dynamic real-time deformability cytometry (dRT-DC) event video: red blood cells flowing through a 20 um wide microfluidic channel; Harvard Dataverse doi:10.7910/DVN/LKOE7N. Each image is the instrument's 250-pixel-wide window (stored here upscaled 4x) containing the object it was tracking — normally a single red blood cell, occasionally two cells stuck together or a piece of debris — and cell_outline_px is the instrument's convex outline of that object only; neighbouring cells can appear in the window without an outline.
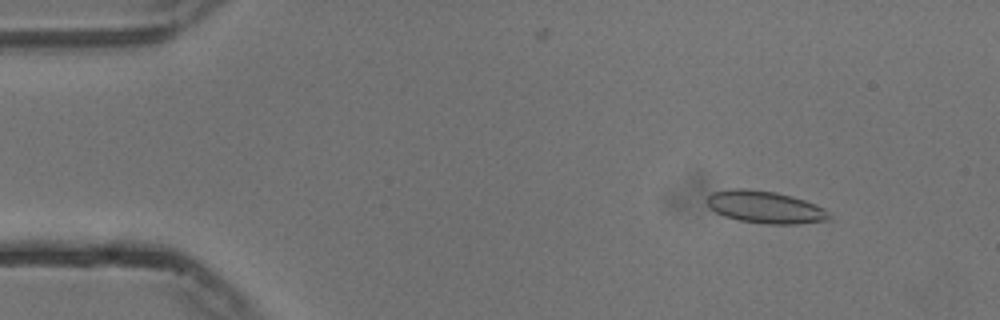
{"species": "common noctule bat (a hibernating species)", "species_latin": "Nyctalus noctula", "temperature_condition": "cold", "stored_images_in_passage": 19, "camera_frame_rate_fps": 3000, "um_per_image_px": 0.085, "animal": {"sex": "male", "body_mass_g": 13.3}, "frame": {"image": 1, "passage_image": 6, "time_ms": 1.667, "image_size_px": [1000, 320], "cell_outline_px": [[832, 220], [796, 224], [764, 224], [740, 220], [724, 216], [716, 212], [708, 204], [708, 196], [712, 192], [732, 188], [744, 188], [776, 192], [792, 196], [816, 204], [824, 208], [832, 216]], "centroid_in_image_um": [65.09, 17.61], "position_along_channel_um": 19.9, "area_um2": 23.06}}
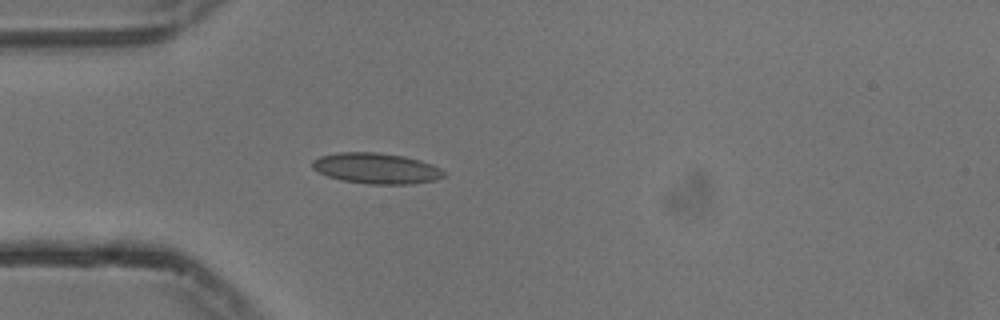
{"frame": {"image": 2, "passage_image": 15, "time_ms": 4.667, "image_size_px": [1000, 320], "cell_outline_px": [[448, 176], [436, 180], [412, 184], [368, 184], [340, 180], [316, 172], [312, 168], [312, 160], [320, 156], [340, 152], [376, 152], [404, 156], [420, 160], [432, 164], [440, 168]], "centroid_in_image_um": [31.99, 14.31], "position_along_channel_um": 53.0, "area_um2": 23.81}}